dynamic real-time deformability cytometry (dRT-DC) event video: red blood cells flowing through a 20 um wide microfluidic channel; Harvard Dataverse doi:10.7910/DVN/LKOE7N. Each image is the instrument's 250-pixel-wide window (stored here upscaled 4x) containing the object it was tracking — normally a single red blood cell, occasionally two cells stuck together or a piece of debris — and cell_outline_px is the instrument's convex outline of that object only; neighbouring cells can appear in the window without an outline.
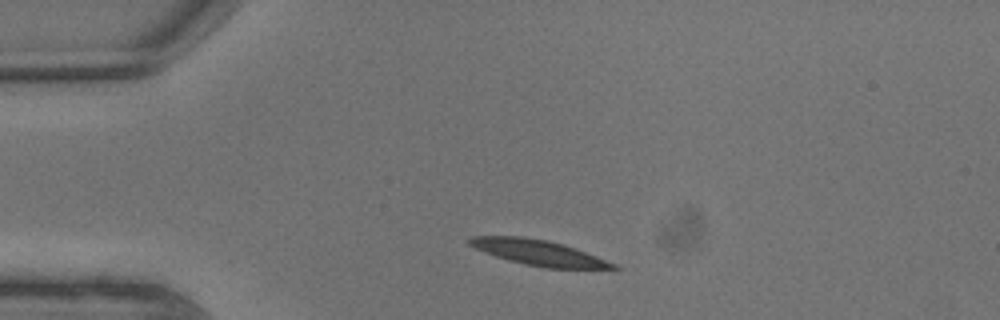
{"species": "common noctule bat (a hibernating species)", "species_latin": "Nyctalus noctula", "temperature_condition": "warm", "stored_images_in_passage": 6, "camera_frame_rate_fps": 3000, "um_per_image_px": 0.085, "animal": {"sex": "male", "body_mass_g": 13.3}, "frame": {"image": 1, "passage_image": 1, "time_ms": 0.0, "image_size_px": [1000, 320], "cell_outline_px": [[620, 268], [548, 268], [524, 264], [508, 260], [496, 256], [476, 248], [468, 244], [468, 240], [472, 236], [520, 236], [544, 240], [564, 244], [596, 256], [616, 264]], "centroid_in_image_um": [45.75, 21.47], "position_along_channel_um": 39.2, "area_um2": 20.81}}
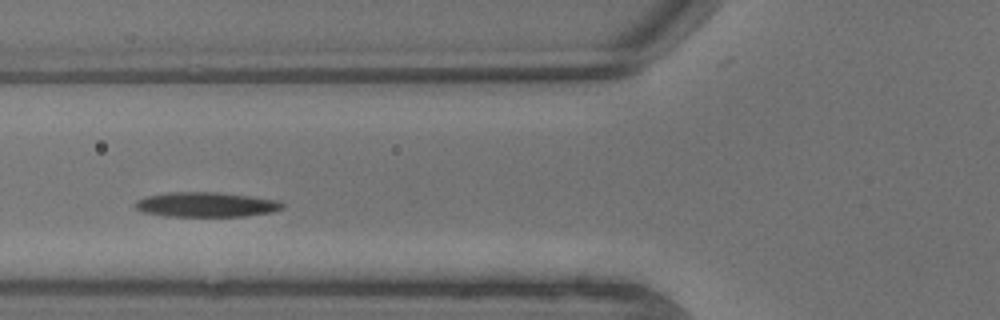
{"frame": {"image": 2, "passage_image": 4, "time_ms": 1.0, "image_size_px": [1000, 320], "cell_outline_px": [[284, 208], [272, 212], [244, 216], [168, 216], [144, 212], [136, 208], [132, 204], [136, 200], [144, 196], [172, 192], [220, 192], [252, 196], [280, 200], [284, 204]], "centroid_in_image_um": [17.54, 17.38], "position_along_channel_um": 108.3, "area_um2": 21.44}}
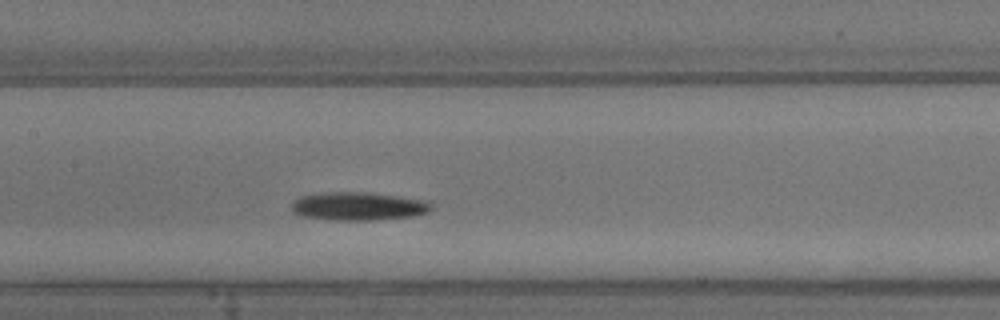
{"frame": {"image": 3, "passage_image": 6, "time_ms": 1.667, "image_size_px": [1000, 320], "cell_outline_px": [[432, 208], [428, 212], [412, 216], [372, 220], [336, 220], [304, 216], [292, 212], [292, 204], [300, 196], [320, 192], [368, 192], [428, 200], [432, 204]], "centroid_in_image_um": [30.48, 17.52], "position_along_channel_um": 176.9, "area_um2": 23.0}}